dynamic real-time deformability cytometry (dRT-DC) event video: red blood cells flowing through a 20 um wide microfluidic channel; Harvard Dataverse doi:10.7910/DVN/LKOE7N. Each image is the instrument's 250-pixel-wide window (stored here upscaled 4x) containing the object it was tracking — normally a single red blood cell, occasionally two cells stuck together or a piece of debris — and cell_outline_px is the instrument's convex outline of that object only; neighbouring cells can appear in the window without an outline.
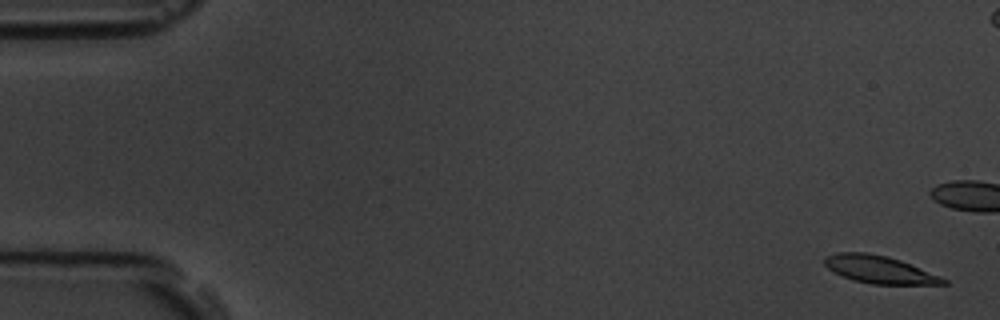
{"species": "common noctule bat (a hibernating species)", "species_latin": "Nyctalus noctula", "temperature_condition": "room temperature", "stored_images_in_passage": 17, "camera_frame_rate_fps": 3000, "um_per_image_px": 0.085, "animal": {"sex": "male", "body_mass_g": 19.5, "forearm_length_mm": 54.6}, "frame": {"image": 1, "passage_image": 1, "time_ms": 0.0, "image_size_px": [1000, 320], "cell_outline_px": [[948, 284], [872, 284], [852, 280], [828, 268], [824, 264], [824, 256], [836, 252], [868, 252], [888, 256], [900, 260], [940, 276], [948, 280]], "centroid_in_image_um": [74.73, 22.9], "position_along_channel_um": 10.3, "area_um2": 19.02}}
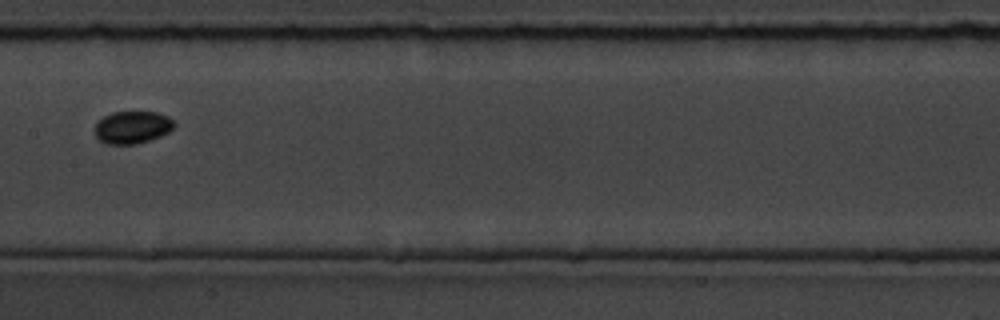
{"frame": {"image": 2, "passage_image": 10, "time_ms": 11.333, "image_size_px": [1000, 320], "cell_outline_px": [[176, 124], [168, 132], [160, 136], [136, 144], [108, 144], [100, 140], [96, 136], [96, 124], [104, 116], [112, 112], [156, 112], [168, 116]], "centroid_in_image_um": [11.26, 10.81], "position_along_channel_um": 196.1, "area_um2": 14.8}}
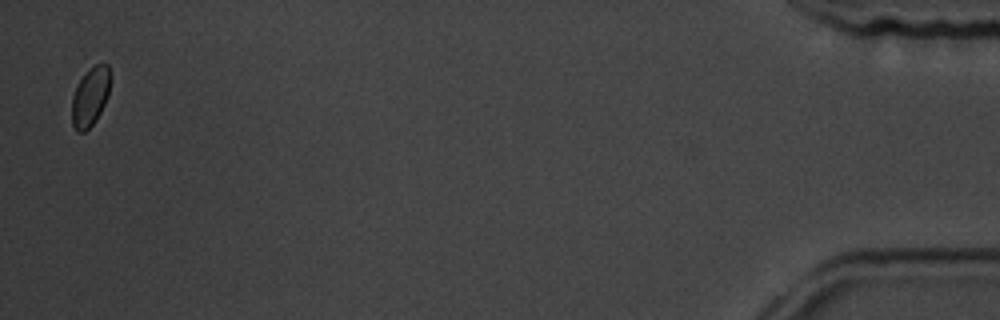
{"frame": {"image": 3, "passage_image": 17, "time_ms": 20.333, "image_size_px": [1000, 320], "cell_outline_px": [[112, 76], [108, 96], [96, 120], [84, 132], [76, 132], [72, 124], [72, 96], [80, 80], [88, 68], [96, 64], [108, 64]], "centroid_in_image_um": [7.69, 8.19], "position_along_channel_um": 427.5, "area_um2": 13.35}, "authors_computed_cell_mechanics": {"area_um2": 17.5134, "velocity_mm_per_s": 3.5829, "shape_relaxation_time_tau1_ms": 0.1877, "shape_relaxation_time_tau2_ms": null, "deformation_change_tau1": 0.1315, "deformation_change_tau2": null}}